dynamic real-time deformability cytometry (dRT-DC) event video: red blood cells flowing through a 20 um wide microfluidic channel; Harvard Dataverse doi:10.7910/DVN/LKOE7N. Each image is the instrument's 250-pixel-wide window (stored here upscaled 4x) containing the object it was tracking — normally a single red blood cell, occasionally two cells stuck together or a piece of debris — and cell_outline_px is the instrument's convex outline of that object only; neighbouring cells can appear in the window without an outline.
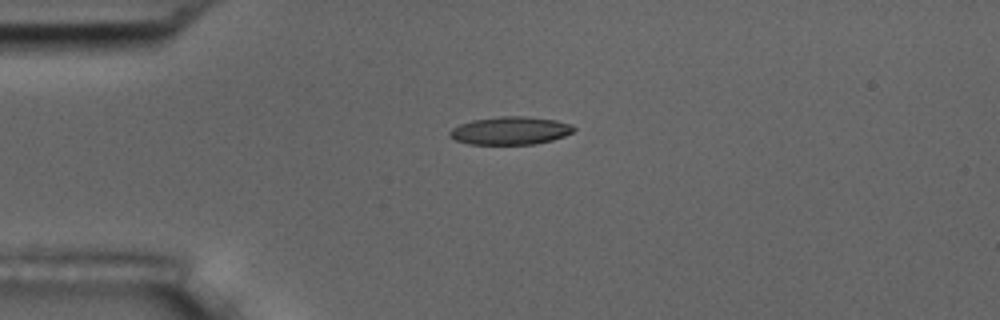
{"species": "common noctule bat (a hibernating species)", "species_latin": "Nyctalus noctula", "temperature_condition": "room temperature", "stored_images_in_passage": 2, "camera_frame_rate_fps": 3000, "um_per_image_px": 0.085, "animal": {"sex": "male", "body_mass_g": 17.5, "forearm_length_mm": 52.3}, "frame": {"image": 1, "passage_image": 1, "time_ms": 0.0, "image_size_px": [1000, 320], "cell_outline_px": [[576, 128], [572, 132], [564, 136], [552, 140], [532, 144], [468, 144], [456, 140], [448, 136], [448, 132], [452, 128], [460, 124], [472, 120], [500, 116], [528, 116], [556, 120], [572, 124]], "centroid_in_image_um": [43.37, 11.1], "position_along_channel_um": 41.6, "area_um2": 20.29}}